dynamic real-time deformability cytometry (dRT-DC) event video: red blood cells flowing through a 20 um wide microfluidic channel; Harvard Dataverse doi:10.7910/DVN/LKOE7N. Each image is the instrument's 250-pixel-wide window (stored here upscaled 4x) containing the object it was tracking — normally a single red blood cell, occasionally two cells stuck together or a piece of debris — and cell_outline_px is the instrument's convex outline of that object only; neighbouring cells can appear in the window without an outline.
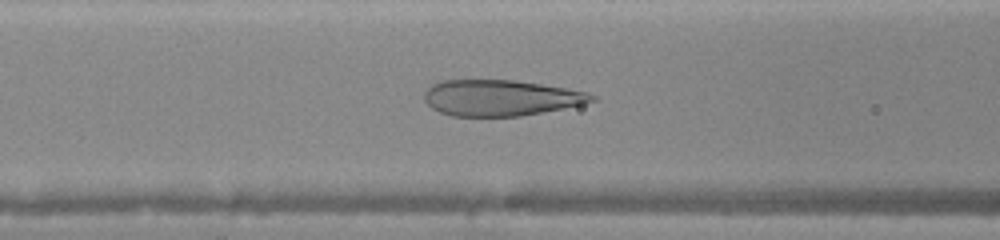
{"species": "human", "species_latin": "Homo sapiens", "temperature_condition": "warm", "stored_images_in_passage": 39, "camera_frame_rate_fps": 3000, "um_per_image_px": 0.085, "donor": {"sex": "female"}, "frame": {"image": 1, "passage_image": 13, "time_ms": 4.0, "image_size_px": [1000, 240], "cell_outline_px": [[596, 100], [580, 104], [520, 116], [452, 116], [440, 112], [432, 108], [424, 100], [424, 92], [432, 84], [440, 80], [512, 80], [540, 84], [588, 92], [596, 96]], "centroid_in_image_um": [42.49, 8.31], "position_along_channel_um": 124.1, "area_um2": 34.74}}
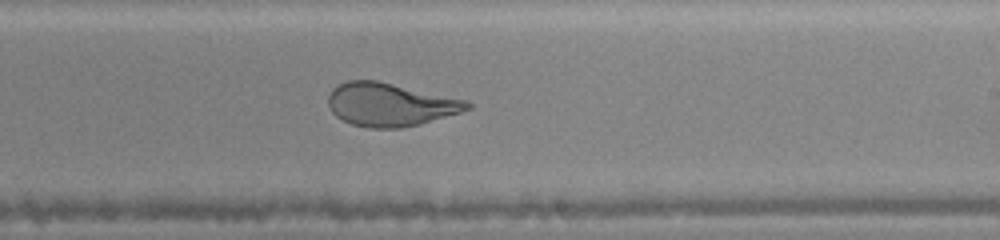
{"frame": {"image": 2, "passage_image": 22, "time_ms": 7.0, "image_size_px": [1000, 240], "cell_outline_px": [[472, 108], [460, 112], [420, 124], [400, 128], [368, 128], [352, 124], [336, 116], [332, 112], [328, 104], [328, 96], [332, 88], [348, 80], [376, 80], [464, 100], [472, 104]], "centroid_in_image_um": [33.12, 8.89], "position_along_channel_um": 255.9, "area_um2": 34.62}}
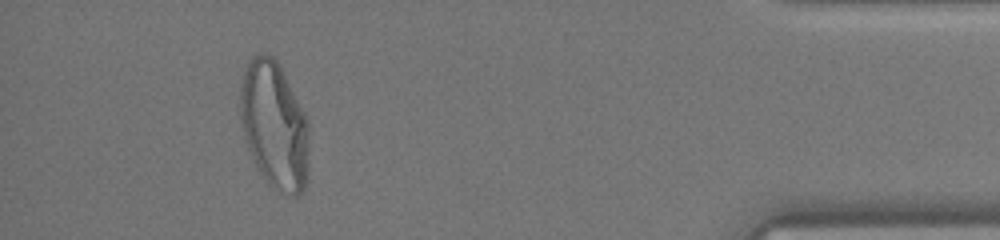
{"frame": {"image": 3, "passage_image": 36, "time_ms": 11.667, "image_size_px": [1000, 240], "cell_outline_px": [[308, 172], [304, 192], [296, 196], [292, 196], [268, 184], [264, 180], [248, 148], [244, 136], [240, 116], [240, 88], [244, 68], [248, 60], [252, 56], [260, 52], [272, 56], [280, 64], [308, 120]], "centroid_in_image_um": [23.32, 10.62], "position_along_channel_um": 411.9, "area_um2": 51.38}}